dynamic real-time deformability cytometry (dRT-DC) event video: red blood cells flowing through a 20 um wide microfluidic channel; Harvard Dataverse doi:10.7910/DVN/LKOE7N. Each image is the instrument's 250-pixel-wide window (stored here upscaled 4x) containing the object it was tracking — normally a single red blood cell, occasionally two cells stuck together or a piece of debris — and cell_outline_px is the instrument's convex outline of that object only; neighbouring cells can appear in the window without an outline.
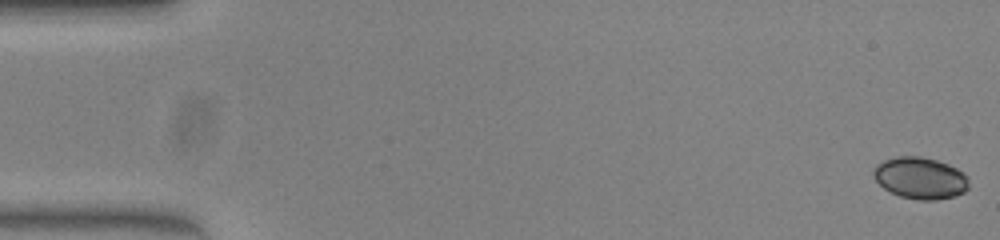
{"species": "common noctule bat (a hibernating species)", "species_latin": "Nyctalus noctula", "temperature_condition": "warm", "stored_images_in_passage": 51, "camera_frame_rate_fps": 3000, "um_per_image_px": 0.085, "animal": {"sex": "female", "body_mass_g": 23.0, "forearm_length_mm": 53.4}, "frame": {"image": 1, "passage_image": 1, "time_ms": 0.0, "image_size_px": [1000, 240], "cell_outline_px": [[968, 188], [964, 192], [956, 196], [936, 200], [920, 200], [900, 196], [884, 188], [872, 176], [872, 172], [876, 164], [884, 160], [896, 156], [920, 156], [936, 160], [948, 164], [964, 172], [968, 176]], "centroid_in_image_um": [78.23, 15.13], "position_along_channel_um": 6.8, "area_um2": 23.29}}
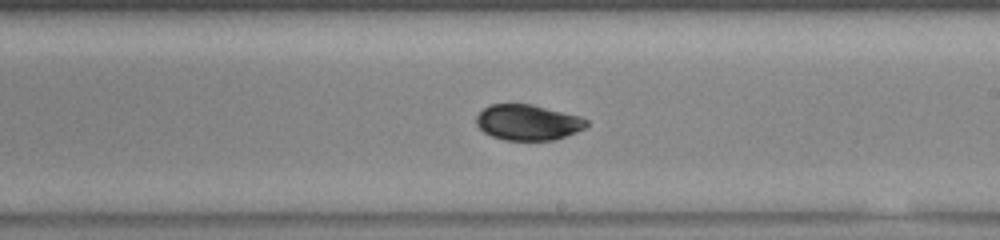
{"frame": {"image": 2, "passage_image": 30, "time_ms": 9.667, "image_size_px": [1000, 240], "cell_outline_px": [[588, 124], [584, 128], [576, 132], [552, 140], [504, 140], [492, 136], [484, 132], [476, 124], [476, 116], [484, 108], [492, 104], [532, 104], [580, 116], [588, 120]], "centroid_in_image_um": [44.86, 10.4], "position_along_channel_um": 244.1, "area_um2": 22.77}}
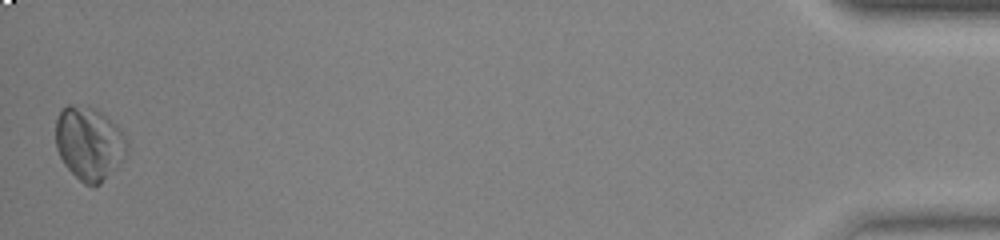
{"frame": {"image": 3, "passage_image": 51, "time_ms": 16.667, "image_size_px": [1000, 240], "cell_outline_px": [[128, 152], [100, 184], [92, 188], [84, 184], [64, 164], [56, 148], [56, 120], [60, 112], [68, 104], [72, 104], [96, 108], [116, 124], [120, 128], [128, 144]], "centroid_in_image_um": [7.58, 12.18], "position_along_channel_um": 427.6, "area_um2": 30.4}, "authors_computed_cell_mechanics": {"area_um2": 22.831, "velocity_mm_per_s": 4.0066, "shape_relaxation_time_tau1_ms": 1.7323, "shape_relaxation_time_tau2_ms": 5.8465, "deformation_change_tau1": 0.0639, "deformation_change_tau2": 0.0775}}